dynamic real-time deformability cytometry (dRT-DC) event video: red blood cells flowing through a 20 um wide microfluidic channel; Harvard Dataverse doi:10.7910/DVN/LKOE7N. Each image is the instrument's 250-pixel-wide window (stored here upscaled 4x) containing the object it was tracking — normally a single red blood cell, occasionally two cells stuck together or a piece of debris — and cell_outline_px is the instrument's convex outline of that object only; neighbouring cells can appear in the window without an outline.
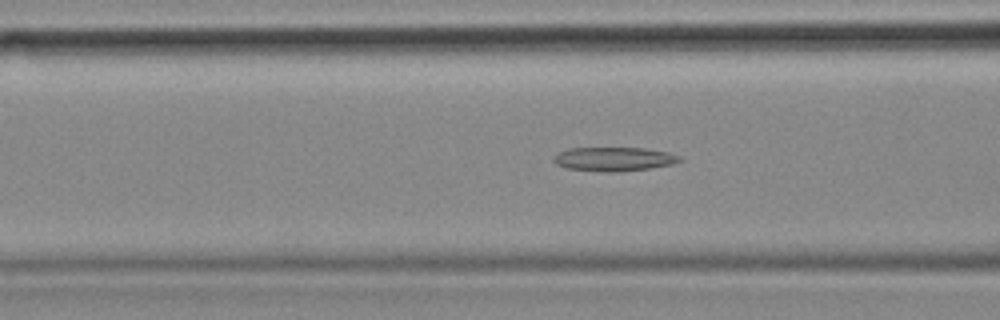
{"species": "common noctule bat (a hibernating species)", "species_latin": "Nyctalus noctula", "temperature_condition": "cold", "stored_images_in_passage": 55, "camera_frame_rate_fps": 3000, "um_per_image_px": 0.085, "animal": {"sex": "female", "body_mass_g": 18.4}, "frame": {"image": 1, "passage_image": 21, "time_ms": 6.667, "image_size_px": [1000, 320], "cell_outline_px": [[684, 160], [672, 164], [648, 168], [616, 172], [604, 172], [564, 168], [556, 164], [552, 160], [552, 156], [568, 148], [644, 148], [668, 152], [680, 156]], "centroid_in_image_um": [52.15, 13.52], "position_along_channel_um": 114.4, "area_um2": 17.69}}
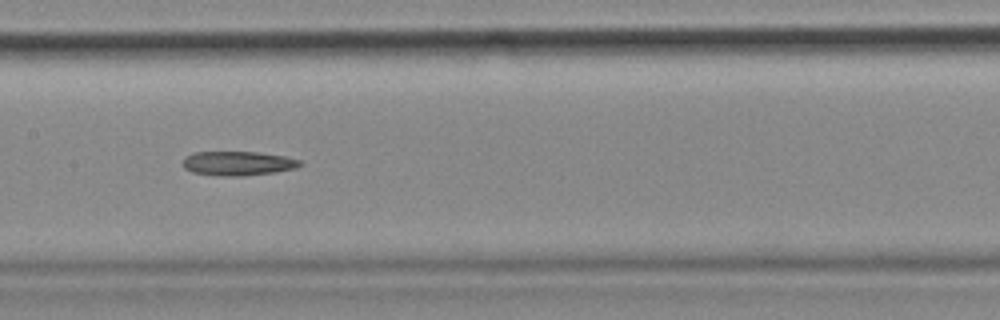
{"frame": {"image": 2, "passage_image": 27, "time_ms": 8.667, "image_size_px": [1000, 320], "cell_outline_px": [[304, 164], [296, 168], [276, 172], [244, 176], [220, 176], [192, 172], [184, 168], [184, 156], [192, 152], [256, 152], [284, 156], [300, 160]], "centroid_in_image_um": [20.23, 13.89], "position_along_channel_um": 187.2, "area_um2": 16.65}}
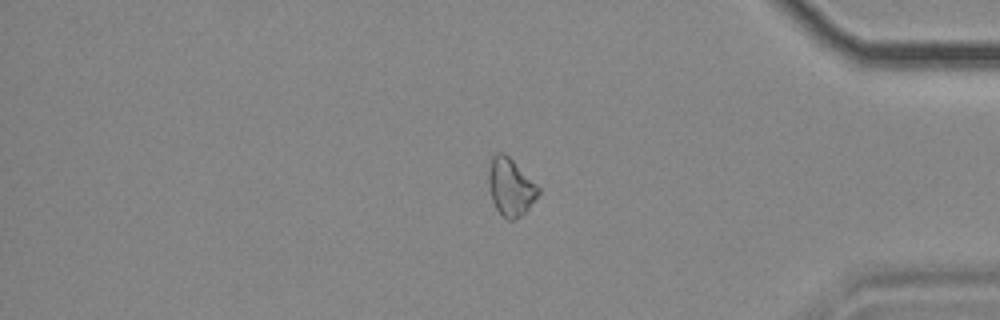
{"frame": {"image": 3, "passage_image": 46, "time_ms": 15.0, "image_size_px": [1000, 320], "cell_outline_px": [[540, 192], [528, 208], [520, 216], [512, 220], [508, 220], [496, 208], [492, 200], [488, 188], [488, 172], [492, 156], [496, 152], [504, 152], [540, 188]], "centroid_in_image_um": [43.37, 15.88], "position_along_channel_um": 391.8, "area_um2": 16.42}}